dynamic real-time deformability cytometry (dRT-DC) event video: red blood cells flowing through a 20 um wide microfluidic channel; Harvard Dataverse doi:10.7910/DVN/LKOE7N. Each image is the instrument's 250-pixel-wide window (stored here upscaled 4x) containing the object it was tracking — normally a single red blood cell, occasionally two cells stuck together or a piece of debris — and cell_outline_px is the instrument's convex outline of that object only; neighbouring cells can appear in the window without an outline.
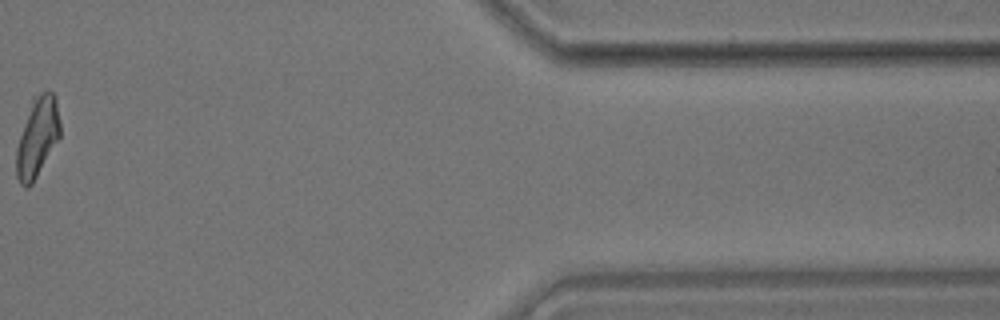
{"species": "common noctule bat (a hibernating species)", "species_latin": "Nyctalus noctula", "temperature_condition": "room temperature", "stored_images_in_passage": 42, "camera_frame_rate_fps": 3000, "um_per_image_px": 0.085, "animal": {"sex": "male", "body_mass_g": 17.9}, "frame": {"image": 1, "passage_image": 40, "time_ms": 13.0, "image_size_px": [1000, 320], "cell_outline_px": [[60, 136], [32, 184], [28, 188], [24, 188], [20, 184], [16, 176], [16, 148], [32, 96], [48, 88], [56, 96], [60, 124]], "centroid_in_image_um": [3.17, 11.62], "position_along_channel_um": 408.2, "area_um2": 20.52}}